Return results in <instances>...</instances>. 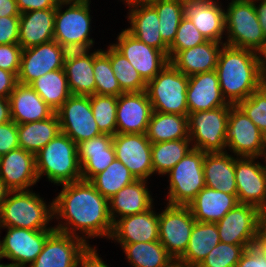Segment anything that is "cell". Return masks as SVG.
Masks as SVG:
<instances>
[{
    "label": "cell",
    "instance_id": "61",
    "mask_svg": "<svg viewBox=\"0 0 266 267\" xmlns=\"http://www.w3.org/2000/svg\"><path fill=\"white\" fill-rule=\"evenodd\" d=\"M122 1H124L128 6H130L135 3L149 2L150 0H122Z\"/></svg>",
    "mask_w": 266,
    "mask_h": 267
},
{
    "label": "cell",
    "instance_id": "20",
    "mask_svg": "<svg viewBox=\"0 0 266 267\" xmlns=\"http://www.w3.org/2000/svg\"><path fill=\"white\" fill-rule=\"evenodd\" d=\"M152 113L146 91L120 94L117 100L116 133L146 134Z\"/></svg>",
    "mask_w": 266,
    "mask_h": 267
},
{
    "label": "cell",
    "instance_id": "56",
    "mask_svg": "<svg viewBox=\"0 0 266 267\" xmlns=\"http://www.w3.org/2000/svg\"><path fill=\"white\" fill-rule=\"evenodd\" d=\"M20 16L16 0H0V18Z\"/></svg>",
    "mask_w": 266,
    "mask_h": 267
},
{
    "label": "cell",
    "instance_id": "14",
    "mask_svg": "<svg viewBox=\"0 0 266 267\" xmlns=\"http://www.w3.org/2000/svg\"><path fill=\"white\" fill-rule=\"evenodd\" d=\"M67 53L55 40L23 49L18 82L30 85L48 72L63 69Z\"/></svg>",
    "mask_w": 266,
    "mask_h": 267
},
{
    "label": "cell",
    "instance_id": "18",
    "mask_svg": "<svg viewBox=\"0 0 266 267\" xmlns=\"http://www.w3.org/2000/svg\"><path fill=\"white\" fill-rule=\"evenodd\" d=\"M262 212L255 206L238 203L216 223L220 242L254 245Z\"/></svg>",
    "mask_w": 266,
    "mask_h": 267
},
{
    "label": "cell",
    "instance_id": "54",
    "mask_svg": "<svg viewBox=\"0 0 266 267\" xmlns=\"http://www.w3.org/2000/svg\"><path fill=\"white\" fill-rule=\"evenodd\" d=\"M17 83L14 73L0 68V97L9 98Z\"/></svg>",
    "mask_w": 266,
    "mask_h": 267
},
{
    "label": "cell",
    "instance_id": "55",
    "mask_svg": "<svg viewBox=\"0 0 266 267\" xmlns=\"http://www.w3.org/2000/svg\"><path fill=\"white\" fill-rule=\"evenodd\" d=\"M254 247L266 256V212L259 218Z\"/></svg>",
    "mask_w": 266,
    "mask_h": 267
},
{
    "label": "cell",
    "instance_id": "30",
    "mask_svg": "<svg viewBox=\"0 0 266 267\" xmlns=\"http://www.w3.org/2000/svg\"><path fill=\"white\" fill-rule=\"evenodd\" d=\"M224 44L207 40L203 44L177 52L169 62L186 76L214 71Z\"/></svg>",
    "mask_w": 266,
    "mask_h": 267
},
{
    "label": "cell",
    "instance_id": "21",
    "mask_svg": "<svg viewBox=\"0 0 266 267\" xmlns=\"http://www.w3.org/2000/svg\"><path fill=\"white\" fill-rule=\"evenodd\" d=\"M0 179L10 191L30 190L39 181L35 154L18 147L1 156Z\"/></svg>",
    "mask_w": 266,
    "mask_h": 267
},
{
    "label": "cell",
    "instance_id": "45",
    "mask_svg": "<svg viewBox=\"0 0 266 267\" xmlns=\"http://www.w3.org/2000/svg\"><path fill=\"white\" fill-rule=\"evenodd\" d=\"M254 245H234L219 242L197 267H236L246 248Z\"/></svg>",
    "mask_w": 266,
    "mask_h": 267
},
{
    "label": "cell",
    "instance_id": "63",
    "mask_svg": "<svg viewBox=\"0 0 266 267\" xmlns=\"http://www.w3.org/2000/svg\"><path fill=\"white\" fill-rule=\"evenodd\" d=\"M0 260H1V258H0ZM0 267H14L11 263H9V264H1L0 263Z\"/></svg>",
    "mask_w": 266,
    "mask_h": 267
},
{
    "label": "cell",
    "instance_id": "2",
    "mask_svg": "<svg viewBox=\"0 0 266 267\" xmlns=\"http://www.w3.org/2000/svg\"><path fill=\"white\" fill-rule=\"evenodd\" d=\"M221 92L228 104L237 105L265 82L257 52L224 44L215 69Z\"/></svg>",
    "mask_w": 266,
    "mask_h": 267
},
{
    "label": "cell",
    "instance_id": "64",
    "mask_svg": "<svg viewBox=\"0 0 266 267\" xmlns=\"http://www.w3.org/2000/svg\"><path fill=\"white\" fill-rule=\"evenodd\" d=\"M178 1L185 3V2H188V1H199V0H178Z\"/></svg>",
    "mask_w": 266,
    "mask_h": 267
},
{
    "label": "cell",
    "instance_id": "3",
    "mask_svg": "<svg viewBox=\"0 0 266 267\" xmlns=\"http://www.w3.org/2000/svg\"><path fill=\"white\" fill-rule=\"evenodd\" d=\"M35 160L38 179L46 175L58 186L82 179L77 144L62 132L35 154Z\"/></svg>",
    "mask_w": 266,
    "mask_h": 267
},
{
    "label": "cell",
    "instance_id": "6",
    "mask_svg": "<svg viewBox=\"0 0 266 267\" xmlns=\"http://www.w3.org/2000/svg\"><path fill=\"white\" fill-rule=\"evenodd\" d=\"M189 76L170 62L146 85L153 111L188 115L187 87Z\"/></svg>",
    "mask_w": 266,
    "mask_h": 267
},
{
    "label": "cell",
    "instance_id": "46",
    "mask_svg": "<svg viewBox=\"0 0 266 267\" xmlns=\"http://www.w3.org/2000/svg\"><path fill=\"white\" fill-rule=\"evenodd\" d=\"M237 106L266 135V82Z\"/></svg>",
    "mask_w": 266,
    "mask_h": 267
},
{
    "label": "cell",
    "instance_id": "27",
    "mask_svg": "<svg viewBox=\"0 0 266 267\" xmlns=\"http://www.w3.org/2000/svg\"><path fill=\"white\" fill-rule=\"evenodd\" d=\"M11 118L25 124L51 117L55 111L28 84L17 83L9 96Z\"/></svg>",
    "mask_w": 266,
    "mask_h": 267
},
{
    "label": "cell",
    "instance_id": "50",
    "mask_svg": "<svg viewBox=\"0 0 266 267\" xmlns=\"http://www.w3.org/2000/svg\"><path fill=\"white\" fill-rule=\"evenodd\" d=\"M19 17L8 16L0 18V44L18 43Z\"/></svg>",
    "mask_w": 266,
    "mask_h": 267
},
{
    "label": "cell",
    "instance_id": "47",
    "mask_svg": "<svg viewBox=\"0 0 266 267\" xmlns=\"http://www.w3.org/2000/svg\"><path fill=\"white\" fill-rule=\"evenodd\" d=\"M207 39L199 32L194 24L185 16L178 26L176 37L169 46L168 59L170 60L177 52L203 44Z\"/></svg>",
    "mask_w": 266,
    "mask_h": 267
},
{
    "label": "cell",
    "instance_id": "37",
    "mask_svg": "<svg viewBox=\"0 0 266 267\" xmlns=\"http://www.w3.org/2000/svg\"><path fill=\"white\" fill-rule=\"evenodd\" d=\"M120 245L131 267H167L175 260L159 241Z\"/></svg>",
    "mask_w": 266,
    "mask_h": 267
},
{
    "label": "cell",
    "instance_id": "58",
    "mask_svg": "<svg viewBox=\"0 0 266 267\" xmlns=\"http://www.w3.org/2000/svg\"><path fill=\"white\" fill-rule=\"evenodd\" d=\"M9 98L0 97V124L11 121Z\"/></svg>",
    "mask_w": 266,
    "mask_h": 267
},
{
    "label": "cell",
    "instance_id": "49",
    "mask_svg": "<svg viewBox=\"0 0 266 267\" xmlns=\"http://www.w3.org/2000/svg\"><path fill=\"white\" fill-rule=\"evenodd\" d=\"M18 147L17 124L13 120L0 124V157Z\"/></svg>",
    "mask_w": 266,
    "mask_h": 267
},
{
    "label": "cell",
    "instance_id": "57",
    "mask_svg": "<svg viewBox=\"0 0 266 267\" xmlns=\"http://www.w3.org/2000/svg\"><path fill=\"white\" fill-rule=\"evenodd\" d=\"M253 1H254L255 10L257 13L258 21L262 27L263 34L266 37V0H253Z\"/></svg>",
    "mask_w": 266,
    "mask_h": 267
},
{
    "label": "cell",
    "instance_id": "22",
    "mask_svg": "<svg viewBox=\"0 0 266 267\" xmlns=\"http://www.w3.org/2000/svg\"><path fill=\"white\" fill-rule=\"evenodd\" d=\"M152 209L116 219L110 239L118 243L159 241V213Z\"/></svg>",
    "mask_w": 266,
    "mask_h": 267
},
{
    "label": "cell",
    "instance_id": "39",
    "mask_svg": "<svg viewBox=\"0 0 266 267\" xmlns=\"http://www.w3.org/2000/svg\"><path fill=\"white\" fill-rule=\"evenodd\" d=\"M135 180L136 178L130 170L115 158L104 171L93 176L89 182L103 197L109 200L124 186Z\"/></svg>",
    "mask_w": 266,
    "mask_h": 267
},
{
    "label": "cell",
    "instance_id": "60",
    "mask_svg": "<svg viewBox=\"0 0 266 267\" xmlns=\"http://www.w3.org/2000/svg\"><path fill=\"white\" fill-rule=\"evenodd\" d=\"M10 190L6 187L5 183L0 179V209L2 204L6 201L7 195Z\"/></svg>",
    "mask_w": 266,
    "mask_h": 267
},
{
    "label": "cell",
    "instance_id": "36",
    "mask_svg": "<svg viewBox=\"0 0 266 267\" xmlns=\"http://www.w3.org/2000/svg\"><path fill=\"white\" fill-rule=\"evenodd\" d=\"M146 136L152 144L171 140L190 139L188 115L153 111Z\"/></svg>",
    "mask_w": 266,
    "mask_h": 267
},
{
    "label": "cell",
    "instance_id": "51",
    "mask_svg": "<svg viewBox=\"0 0 266 267\" xmlns=\"http://www.w3.org/2000/svg\"><path fill=\"white\" fill-rule=\"evenodd\" d=\"M236 267H266V256L251 246L243 252Z\"/></svg>",
    "mask_w": 266,
    "mask_h": 267
},
{
    "label": "cell",
    "instance_id": "41",
    "mask_svg": "<svg viewBox=\"0 0 266 267\" xmlns=\"http://www.w3.org/2000/svg\"><path fill=\"white\" fill-rule=\"evenodd\" d=\"M159 17V32L162 40L170 46L181 19L184 17V3L178 0H150Z\"/></svg>",
    "mask_w": 266,
    "mask_h": 267
},
{
    "label": "cell",
    "instance_id": "48",
    "mask_svg": "<svg viewBox=\"0 0 266 267\" xmlns=\"http://www.w3.org/2000/svg\"><path fill=\"white\" fill-rule=\"evenodd\" d=\"M23 48L19 43L0 44V68L14 73H19Z\"/></svg>",
    "mask_w": 266,
    "mask_h": 267
},
{
    "label": "cell",
    "instance_id": "13",
    "mask_svg": "<svg viewBox=\"0 0 266 267\" xmlns=\"http://www.w3.org/2000/svg\"><path fill=\"white\" fill-rule=\"evenodd\" d=\"M7 229V234L0 240V258L12 260L14 267H26L32 264L42 252L46 239L55 230H30L15 227ZM27 264V265H26Z\"/></svg>",
    "mask_w": 266,
    "mask_h": 267
},
{
    "label": "cell",
    "instance_id": "1",
    "mask_svg": "<svg viewBox=\"0 0 266 267\" xmlns=\"http://www.w3.org/2000/svg\"><path fill=\"white\" fill-rule=\"evenodd\" d=\"M62 187V191L53 199V211L54 218L65 222L58 223L54 229L80 237L85 242L95 237L110 239L113 222L109 213V200L89 181L82 179L63 184Z\"/></svg>",
    "mask_w": 266,
    "mask_h": 267
},
{
    "label": "cell",
    "instance_id": "62",
    "mask_svg": "<svg viewBox=\"0 0 266 267\" xmlns=\"http://www.w3.org/2000/svg\"><path fill=\"white\" fill-rule=\"evenodd\" d=\"M167 267H185V266L181 262H179L178 260H174Z\"/></svg>",
    "mask_w": 266,
    "mask_h": 267
},
{
    "label": "cell",
    "instance_id": "35",
    "mask_svg": "<svg viewBox=\"0 0 266 267\" xmlns=\"http://www.w3.org/2000/svg\"><path fill=\"white\" fill-rule=\"evenodd\" d=\"M19 146L25 151L38 153L60 132V121L55 112L45 120L17 124Z\"/></svg>",
    "mask_w": 266,
    "mask_h": 267
},
{
    "label": "cell",
    "instance_id": "19",
    "mask_svg": "<svg viewBox=\"0 0 266 267\" xmlns=\"http://www.w3.org/2000/svg\"><path fill=\"white\" fill-rule=\"evenodd\" d=\"M89 245L80 237L55 230L46 239L42 252L27 267H77L80 255Z\"/></svg>",
    "mask_w": 266,
    "mask_h": 267
},
{
    "label": "cell",
    "instance_id": "24",
    "mask_svg": "<svg viewBox=\"0 0 266 267\" xmlns=\"http://www.w3.org/2000/svg\"><path fill=\"white\" fill-rule=\"evenodd\" d=\"M188 114L208 111L228 104L222 95L216 71L189 76L187 87Z\"/></svg>",
    "mask_w": 266,
    "mask_h": 267
},
{
    "label": "cell",
    "instance_id": "16",
    "mask_svg": "<svg viewBox=\"0 0 266 267\" xmlns=\"http://www.w3.org/2000/svg\"><path fill=\"white\" fill-rule=\"evenodd\" d=\"M258 157H235L237 200L266 212V172Z\"/></svg>",
    "mask_w": 266,
    "mask_h": 267
},
{
    "label": "cell",
    "instance_id": "29",
    "mask_svg": "<svg viewBox=\"0 0 266 267\" xmlns=\"http://www.w3.org/2000/svg\"><path fill=\"white\" fill-rule=\"evenodd\" d=\"M55 11L43 9L20 14L18 43L23 49L54 40Z\"/></svg>",
    "mask_w": 266,
    "mask_h": 267
},
{
    "label": "cell",
    "instance_id": "38",
    "mask_svg": "<svg viewBox=\"0 0 266 267\" xmlns=\"http://www.w3.org/2000/svg\"><path fill=\"white\" fill-rule=\"evenodd\" d=\"M30 86L55 112L71 96L64 68L40 76Z\"/></svg>",
    "mask_w": 266,
    "mask_h": 267
},
{
    "label": "cell",
    "instance_id": "25",
    "mask_svg": "<svg viewBox=\"0 0 266 267\" xmlns=\"http://www.w3.org/2000/svg\"><path fill=\"white\" fill-rule=\"evenodd\" d=\"M128 9L127 17L131 26L126 30L141 42L163 51L168 56L169 46L160 35V21L156 9L149 2L135 3L128 6Z\"/></svg>",
    "mask_w": 266,
    "mask_h": 267
},
{
    "label": "cell",
    "instance_id": "40",
    "mask_svg": "<svg viewBox=\"0 0 266 267\" xmlns=\"http://www.w3.org/2000/svg\"><path fill=\"white\" fill-rule=\"evenodd\" d=\"M190 139L154 143L151 146L153 172L166 175L190 150Z\"/></svg>",
    "mask_w": 266,
    "mask_h": 267
},
{
    "label": "cell",
    "instance_id": "65",
    "mask_svg": "<svg viewBox=\"0 0 266 267\" xmlns=\"http://www.w3.org/2000/svg\"><path fill=\"white\" fill-rule=\"evenodd\" d=\"M265 158V163H266V154L264 155L263 159ZM264 166V169H265V172H266V165H263Z\"/></svg>",
    "mask_w": 266,
    "mask_h": 267
},
{
    "label": "cell",
    "instance_id": "5",
    "mask_svg": "<svg viewBox=\"0 0 266 267\" xmlns=\"http://www.w3.org/2000/svg\"><path fill=\"white\" fill-rule=\"evenodd\" d=\"M90 0H60L55 11L54 40L68 51L90 50ZM69 5L63 12L62 8Z\"/></svg>",
    "mask_w": 266,
    "mask_h": 267
},
{
    "label": "cell",
    "instance_id": "28",
    "mask_svg": "<svg viewBox=\"0 0 266 267\" xmlns=\"http://www.w3.org/2000/svg\"><path fill=\"white\" fill-rule=\"evenodd\" d=\"M93 66L94 52L89 54V50L68 51L63 68L71 95L95 94Z\"/></svg>",
    "mask_w": 266,
    "mask_h": 267
},
{
    "label": "cell",
    "instance_id": "8",
    "mask_svg": "<svg viewBox=\"0 0 266 267\" xmlns=\"http://www.w3.org/2000/svg\"><path fill=\"white\" fill-rule=\"evenodd\" d=\"M205 152L190 150L166 175L169 176L167 204L187 206L205 185Z\"/></svg>",
    "mask_w": 266,
    "mask_h": 267
},
{
    "label": "cell",
    "instance_id": "52",
    "mask_svg": "<svg viewBox=\"0 0 266 267\" xmlns=\"http://www.w3.org/2000/svg\"><path fill=\"white\" fill-rule=\"evenodd\" d=\"M60 0H16L20 14L34 10L56 9Z\"/></svg>",
    "mask_w": 266,
    "mask_h": 267
},
{
    "label": "cell",
    "instance_id": "31",
    "mask_svg": "<svg viewBox=\"0 0 266 267\" xmlns=\"http://www.w3.org/2000/svg\"><path fill=\"white\" fill-rule=\"evenodd\" d=\"M146 184L147 180L136 179L109 199V213L113 223L117 217L143 213L153 206V198Z\"/></svg>",
    "mask_w": 266,
    "mask_h": 267
},
{
    "label": "cell",
    "instance_id": "4",
    "mask_svg": "<svg viewBox=\"0 0 266 267\" xmlns=\"http://www.w3.org/2000/svg\"><path fill=\"white\" fill-rule=\"evenodd\" d=\"M54 219L53 200L49 205L31 190L10 191L0 209V227L55 230L47 227Z\"/></svg>",
    "mask_w": 266,
    "mask_h": 267
},
{
    "label": "cell",
    "instance_id": "11",
    "mask_svg": "<svg viewBox=\"0 0 266 267\" xmlns=\"http://www.w3.org/2000/svg\"><path fill=\"white\" fill-rule=\"evenodd\" d=\"M166 205L159 213V242L178 260L187 250L196 220L188 206Z\"/></svg>",
    "mask_w": 266,
    "mask_h": 267
},
{
    "label": "cell",
    "instance_id": "7",
    "mask_svg": "<svg viewBox=\"0 0 266 267\" xmlns=\"http://www.w3.org/2000/svg\"><path fill=\"white\" fill-rule=\"evenodd\" d=\"M226 45L257 52L266 37L258 21L253 0H231L225 11Z\"/></svg>",
    "mask_w": 266,
    "mask_h": 267
},
{
    "label": "cell",
    "instance_id": "32",
    "mask_svg": "<svg viewBox=\"0 0 266 267\" xmlns=\"http://www.w3.org/2000/svg\"><path fill=\"white\" fill-rule=\"evenodd\" d=\"M237 204V195L205 186L187 206L196 221L217 223Z\"/></svg>",
    "mask_w": 266,
    "mask_h": 267
},
{
    "label": "cell",
    "instance_id": "10",
    "mask_svg": "<svg viewBox=\"0 0 266 267\" xmlns=\"http://www.w3.org/2000/svg\"><path fill=\"white\" fill-rule=\"evenodd\" d=\"M226 148L236 157H262L266 154V135L237 106L230 107Z\"/></svg>",
    "mask_w": 266,
    "mask_h": 267
},
{
    "label": "cell",
    "instance_id": "12",
    "mask_svg": "<svg viewBox=\"0 0 266 267\" xmlns=\"http://www.w3.org/2000/svg\"><path fill=\"white\" fill-rule=\"evenodd\" d=\"M56 113L61 132L77 145L102 134L93 117L90 96L71 95Z\"/></svg>",
    "mask_w": 266,
    "mask_h": 267
},
{
    "label": "cell",
    "instance_id": "43",
    "mask_svg": "<svg viewBox=\"0 0 266 267\" xmlns=\"http://www.w3.org/2000/svg\"><path fill=\"white\" fill-rule=\"evenodd\" d=\"M93 73L95 79V94L119 96L124 93L114 75L107 50L99 49L94 52Z\"/></svg>",
    "mask_w": 266,
    "mask_h": 267
},
{
    "label": "cell",
    "instance_id": "44",
    "mask_svg": "<svg viewBox=\"0 0 266 267\" xmlns=\"http://www.w3.org/2000/svg\"><path fill=\"white\" fill-rule=\"evenodd\" d=\"M117 96L94 94L90 96L93 117L102 134H116Z\"/></svg>",
    "mask_w": 266,
    "mask_h": 267
},
{
    "label": "cell",
    "instance_id": "26",
    "mask_svg": "<svg viewBox=\"0 0 266 267\" xmlns=\"http://www.w3.org/2000/svg\"><path fill=\"white\" fill-rule=\"evenodd\" d=\"M82 180L89 181L104 171L116 158L113 136L101 134L77 145Z\"/></svg>",
    "mask_w": 266,
    "mask_h": 267
},
{
    "label": "cell",
    "instance_id": "42",
    "mask_svg": "<svg viewBox=\"0 0 266 267\" xmlns=\"http://www.w3.org/2000/svg\"><path fill=\"white\" fill-rule=\"evenodd\" d=\"M109 59L114 75L124 92L146 91L147 82L112 44L109 45Z\"/></svg>",
    "mask_w": 266,
    "mask_h": 267
},
{
    "label": "cell",
    "instance_id": "15",
    "mask_svg": "<svg viewBox=\"0 0 266 267\" xmlns=\"http://www.w3.org/2000/svg\"><path fill=\"white\" fill-rule=\"evenodd\" d=\"M116 39L117 43L112 45L127 58L146 82L152 80L169 62L163 51L141 42L126 29Z\"/></svg>",
    "mask_w": 266,
    "mask_h": 267
},
{
    "label": "cell",
    "instance_id": "33",
    "mask_svg": "<svg viewBox=\"0 0 266 267\" xmlns=\"http://www.w3.org/2000/svg\"><path fill=\"white\" fill-rule=\"evenodd\" d=\"M203 174L206 187L237 195L235 157L227 151L205 153Z\"/></svg>",
    "mask_w": 266,
    "mask_h": 267
},
{
    "label": "cell",
    "instance_id": "34",
    "mask_svg": "<svg viewBox=\"0 0 266 267\" xmlns=\"http://www.w3.org/2000/svg\"><path fill=\"white\" fill-rule=\"evenodd\" d=\"M220 242L216 223L196 221L185 253L178 259L185 267H197Z\"/></svg>",
    "mask_w": 266,
    "mask_h": 267
},
{
    "label": "cell",
    "instance_id": "59",
    "mask_svg": "<svg viewBox=\"0 0 266 267\" xmlns=\"http://www.w3.org/2000/svg\"><path fill=\"white\" fill-rule=\"evenodd\" d=\"M257 58H258V62L260 65L261 72L264 78L266 79V39L262 47L257 51Z\"/></svg>",
    "mask_w": 266,
    "mask_h": 267
},
{
    "label": "cell",
    "instance_id": "23",
    "mask_svg": "<svg viewBox=\"0 0 266 267\" xmlns=\"http://www.w3.org/2000/svg\"><path fill=\"white\" fill-rule=\"evenodd\" d=\"M217 0L188 1L184 3V16L207 39L223 43L226 32L225 10Z\"/></svg>",
    "mask_w": 266,
    "mask_h": 267
},
{
    "label": "cell",
    "instance_id": "53",
    "mask_svg": "<svg viewBox=\"0 0 266 267\" xmlns=\"http://www.w3.org/2000/svg\"><path fill=\"white\" fill-rule=\"evenodd\" d=\"M109 267L105 261L99 257L96 248L91 245L80 255L77 267Z\"/></svg>",
    "mask_w": 266,
    "mask_h": 267
},
{
    "label": "cell",
    "instance_id": "17",
    "mask_svg": "<svg viewBox=\"0 0 266 267\" xmlns=\"http://www.w3.org/2000/svg\"><path fill=\"white\" fill-rule=\"evenodd\" d=\"M115 156L136 179L147 180L153 172L151 146L146 134H121L113 136Z\"/></svg>",
    "mask_w": 266,
    "mask_h": 267
},
{
    "label": "cell",
    "instance_id": "9",
    "mask_svg": "<svg viewBox=\"0 0 266 267\" xmlns=\"http://www.w3.org/2000/svg\"><path fill=\"white\" fill-rule=\"evenodd\" d=\"M231 106L188 114L191 145L205 153L226 152V130ZM194 143V144H193Z\"/></svg>",
    "mask_w": 266,
    "mask_h": 267
}]
</instances>
